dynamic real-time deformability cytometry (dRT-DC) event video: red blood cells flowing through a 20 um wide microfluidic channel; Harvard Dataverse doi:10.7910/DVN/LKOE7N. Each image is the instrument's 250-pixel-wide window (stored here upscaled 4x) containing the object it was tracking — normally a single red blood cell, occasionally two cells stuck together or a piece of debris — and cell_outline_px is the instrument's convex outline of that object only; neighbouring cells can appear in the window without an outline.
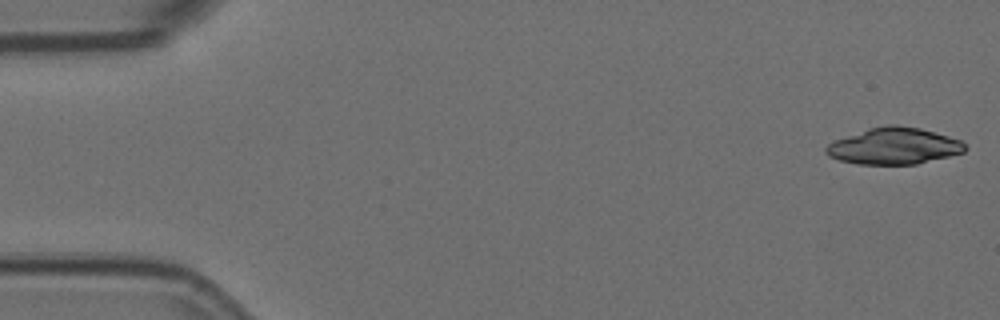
{"species": "Egyptian fruit bat (a non-hibernating species)", "species_latin": "Rousettus aegyptiacus", "temperature_condition": "room temperature", "stored_images_in_passage": 5, "camera_frame_rate_fps": 3000, "um_per_image_px": 0.085, "animal": {"sex": "female"}, "frame": {"image": 1, "passage_image": 1, "time_ms": 0.0, "image_size_px": [1000, 320], "cell_outline_px": [[968, 148], [964, 152], [916, 164], [856, 164], [840, 160], [828, 156], [824, 152], [824, 148], [828, 144], [836, 140], [868, 128], [888, 124], [896, 124], [920, 128], [948, 136], [960, 140], [968, 144]], "centroid_in_image_um": [75.99, 12.41], "position_along_channel_um": 9.0, "area_um2": 29.59}}